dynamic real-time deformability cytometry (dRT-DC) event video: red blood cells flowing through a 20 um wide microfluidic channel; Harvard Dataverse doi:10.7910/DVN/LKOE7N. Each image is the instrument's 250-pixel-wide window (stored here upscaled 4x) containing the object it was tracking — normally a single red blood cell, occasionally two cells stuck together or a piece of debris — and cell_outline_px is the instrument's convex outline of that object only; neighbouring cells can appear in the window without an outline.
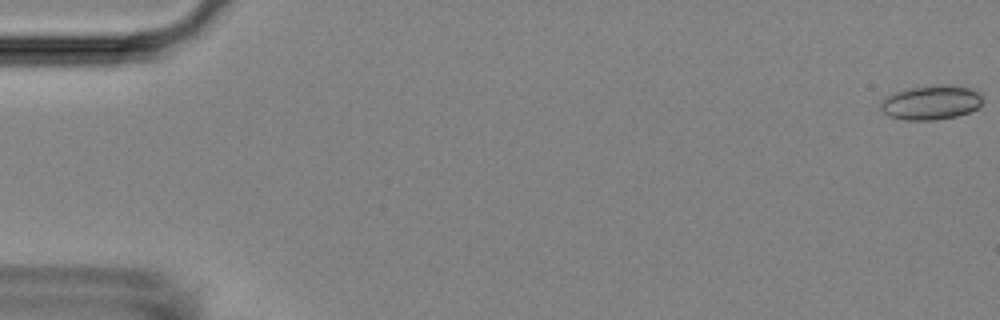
{"species": "Egyptian fruit bat (a non-hibernating species)", "species_latin": "Rousettus aegyptiacus", "temperature_condition": "room temperature", "stored_images_in_passage": 5, "camera_frame_rate_fps": 3000, "um_per_image_px": 0.085, "animal": {"sex": "female"}, "frame": {"image": 1, "passage_image": 1, "time_ms": 0.0, "image_size_px": [1000, 320], "cell_outline_px": [[984, 100], [976, 108], [968, 112], [956, 116], [936, 120], [904, 120], [888, 116], [880, 108], [880, 100], [884, 96], [892, 92], [908, 88], [932, 84], [948, 84], [972, 88]], "centroid_in_image_um": [79.08, 8.69], "position_along_channel_um": 5.9, "area_um2": 20.81}}
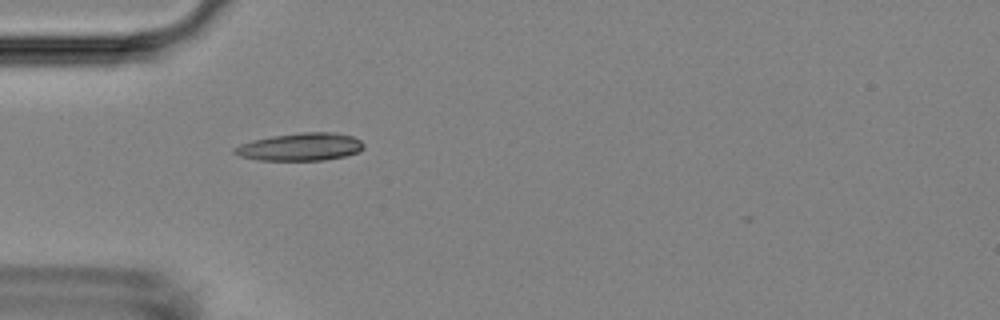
{"frame": {"image": 2, "passage_image": 5, "time_ms": 1.333, "image_size_px": [1000, 320], "cell_outline_px": [[364, 148], [360, 152], [344, 156], [324, 160], [256, 160], [240, 156], [232, 152], [232, 148], [240, 144], [252, 140], [272, 136], [300, 132], [336, 132], [352, 136], [360, 140], [364, 144]], "centroid_in_image_um": [25.53, 12.48], "position_along_channel_um": 59.5, "area_um2": 21.04}}